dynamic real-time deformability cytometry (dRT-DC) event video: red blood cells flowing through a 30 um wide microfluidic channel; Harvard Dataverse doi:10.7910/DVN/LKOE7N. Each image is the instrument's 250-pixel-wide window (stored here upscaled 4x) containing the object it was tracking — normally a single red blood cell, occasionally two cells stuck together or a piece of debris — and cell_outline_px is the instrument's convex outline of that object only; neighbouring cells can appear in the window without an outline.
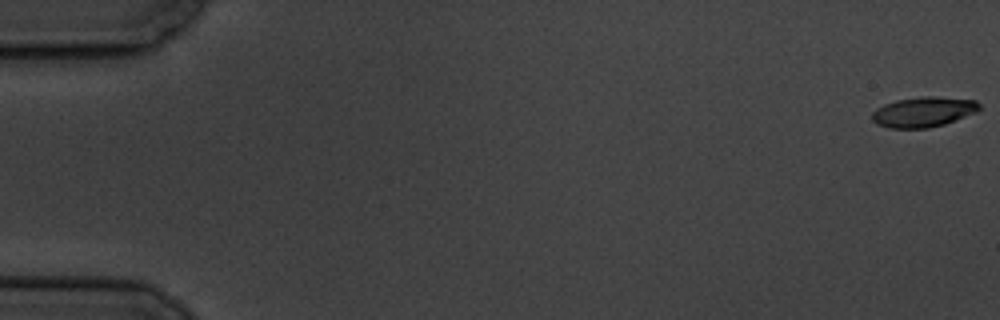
{"species": "common noctule bat (a hibernating species)", "species_latin": "Nyctalus noctula", "temperature_condition": "cold", "stored_images_in_passage": 5, "camera_frame_rate_fps": 3000, "um_per_image_px": 0.085, "animal": {"sex": "male", "body_mass_g": 19.5, "forearm_length_mm": 54.6}, "frame": {"image": 1, "passage_image": 1, "time_ms": 0.0, "image_size_px": [1000, 320], "cell_outline_px": [[980, 108], [976, 112], [956, 120], [944, 124], [928, 128], [888, 128], [876, 124], [872, 120], [872, 112], [876, 108], [884, 104], [896, 100], [924, 96], [936, 96], [976, 100], [980, 104]], "centroid_in_image_um": [78.48, 9.51], "position_along_channel_um": 6.5, "area_um2": 18.96}}
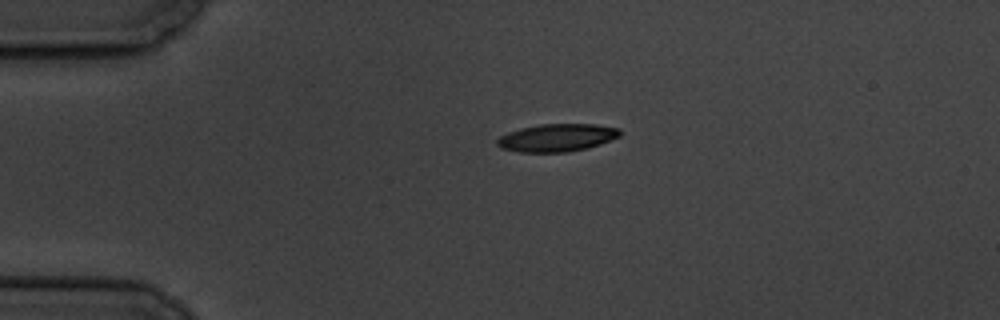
{"frame": {"image": 2, "passage_image": 4, "time_ms": 4.333, "image_size_px": [1000, 320], "cell_outline_px": [[620, 136], [600, 144], [588, 148], [568, 152], [520, 152], [500, 148], [496, 144], [496, 140], [500, 136], [508, 132], [520, 128], [540, 124], [596, 124], [620, 128]], "centroid_in_image_um": [47.33, 11.7], "position_along_channel_um": 37.7, "area_um2": 19.94}}